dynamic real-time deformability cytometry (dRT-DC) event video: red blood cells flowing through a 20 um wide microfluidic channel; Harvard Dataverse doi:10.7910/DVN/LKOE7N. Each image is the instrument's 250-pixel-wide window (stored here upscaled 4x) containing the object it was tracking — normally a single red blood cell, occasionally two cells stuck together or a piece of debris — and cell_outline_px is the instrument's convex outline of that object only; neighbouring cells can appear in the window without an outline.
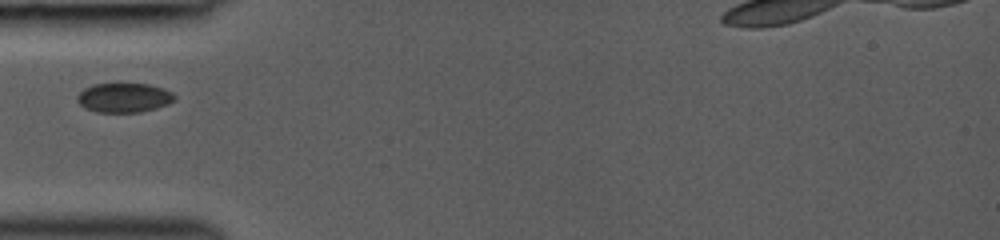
{"species": "common noctule bat (a hibernating species)", "species_latin": "Nyctalus noctula", "temperature_condition": "room temperature", "stored_images_in_passage": 41, "camera_frame_rate_fps": 3000, "um_per_image_px": 0.085, "animal": {"sex": "female", "body_mass_g": 19.0, "forearm_length_mm": 53.3}, "frame": {"image": 1, "passage_image": 1, "time_ms": 0.0, "image_size_px": [1000, 240], "cell_outline_px": [[176, 100], [168, 104], [156, 108], [140, 112], [96, 112], [84, 108], [76, 100], [76, 96], [84, 88], [92, 84], [120, 80], [148, 84], [164, 88], [172, 92], [176, 96]], "centroid_in_image_um": [10.53, 8.25], "position_along_channel_um": 74.5, "area_um2": 17.63}}
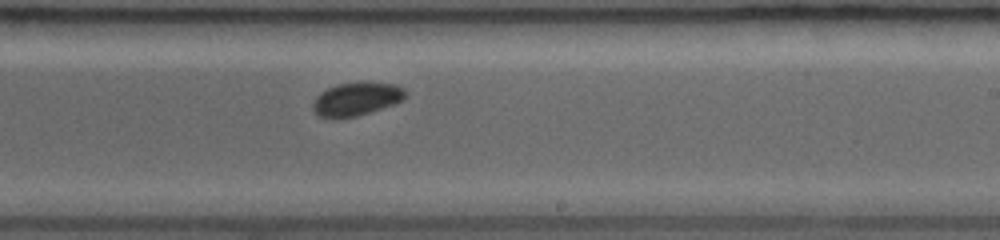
{"frame": {"image": 2, "passage_image": 20, "time_ms": 4.333, "image_size_px": [1000, 240], "cell_outline_px": [[408, 92], [400, 100], [392, 104], [356, 116], [332, 120], [320, 116], [312, 108], [312, 104], [316, 96], [320, 92], [328, 88], [340, 84], [360, 80], [396, 84], [404, 88]], "centroid_in_image_um": [30.27, 8.39], "position_along_channel_um": 258.7, "area_um2": 18.21}}
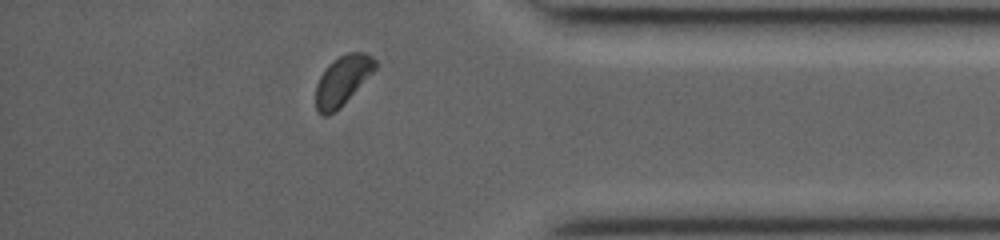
{"frame": {"image": 3, "passage_image": 35, "time_ms": 8.0, "image_size_px": [1000, 240], "cell_outline_px": [[380, 64], [340, 108], [328, 116], [320, 116], [316, 112], [316, 84], [320, 76], [328, 64], [340, 56], [348, 52], [364, 52], [372, 56]], "centroid_in_image_um": [29.11, 6.85], "position_along_channel_um": 406.1, "area_um2": 17.28}}